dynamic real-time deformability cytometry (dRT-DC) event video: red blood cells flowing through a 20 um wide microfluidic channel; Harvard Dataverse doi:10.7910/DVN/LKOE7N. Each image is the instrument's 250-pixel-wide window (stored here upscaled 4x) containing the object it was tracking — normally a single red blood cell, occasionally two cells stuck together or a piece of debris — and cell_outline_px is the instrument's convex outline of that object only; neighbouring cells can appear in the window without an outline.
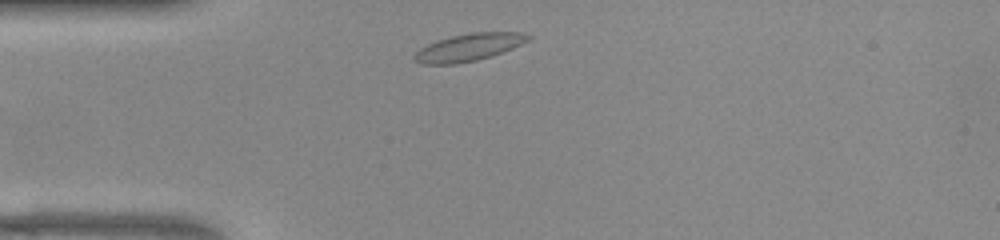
{"species": "common noctule bat (a hibernating species)", "species_latin": "Nyctalus noctula", "temperature_condition": "warm", "stored_images_in_passage": 33, "camera_frame_rate_fps": 3000, "um_per_image_px": 0.085, "animal": {"sex": "female", "body_mass_g": 22.0, "forearm_length_mm": 56.7}, "frame": {"image": 1, "passage_image": 2, "time_ms": 0.333, "image_size_px": [1000, 240], "cell_outline_px": [[532, 36], [528, 40], [512, 48], [476, 60], [456, 64], [420, 64], [412, 60], [412, 56], [420, 48], [436, 40], [452, 36], [472, 32], [520, 32]], "centroid_in_image_um": [39.77, 4.02], "position_along_channel_um": 45.2, "area_um2": 17.98}}
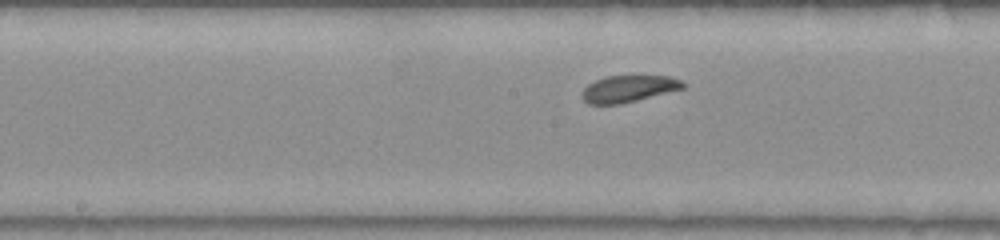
{"frame": {"image": 2, "passage_image": 15, "time_ms": 4.667, "image_size_px": [1000, 240], "cell_outline_px": [[684, 88], [620, 104], [588, 104], [584, 100], [580, 92], [588, 84], [604, 76], [668, 76], [680, 80], [684, 84]], "centroid_in_image_um": [53.37, 7.54], "position_along_channel_um": 194.8, "area_um2": 15.55}}
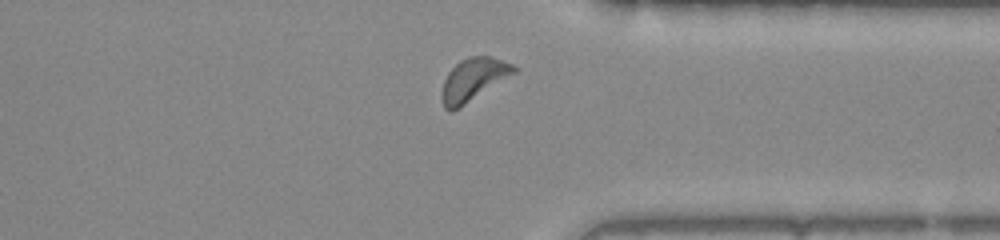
{"frame": {"image": 3, "passage_image": 29, "time_ms": 9.333, "image_size_px": [1000, 240], "cell_outline_px": [[516, 72], [452, 112], [448, 112], [444, 108], [440, 96], [440, 92], [444, 80], [448, 72], [460, 60], [468, 56], [488, 56], [512, 64], [516, 68]], "centroid_in_image_um": [40.17, 6.78], "position_along_channel_um": 371.2, "area_um2": 17.74}, "authors_computed_cell_mechanics": {"area_um2": 16.0684, "velocity_mm_per_s": 3.8455, "shape_relaxation_time_tau1_ms": 3.1624, "shape_relaxation_time_tau2_ms": 3.5272, "deformation_change_tau1": 0.0709, "deformation_change_tau2": 0.1135}}